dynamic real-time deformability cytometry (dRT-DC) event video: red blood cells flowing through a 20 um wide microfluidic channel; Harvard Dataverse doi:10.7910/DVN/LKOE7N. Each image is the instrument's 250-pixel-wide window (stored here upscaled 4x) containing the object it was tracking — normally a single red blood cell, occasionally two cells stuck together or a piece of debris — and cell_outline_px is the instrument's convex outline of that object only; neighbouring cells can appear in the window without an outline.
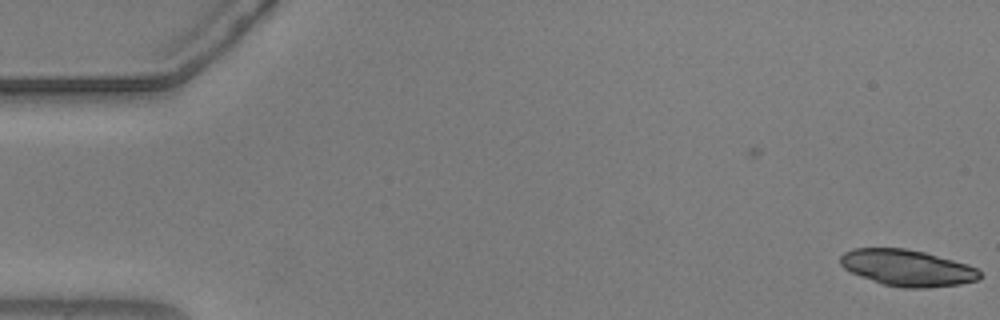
{"species": "common noctule bat (a hibernating species)", "species_latin": "Nyctalus noctula", "temperature_condition": "warm", "stored_images_in_passage": 6, "camera_frame_rate_fps": 3000, "um_per_image_px": 0.085, "animal": {"sex": "male", "body_mass_g": 20.5, "forearm_length_mm": 52.5}, "frame": {"image": 1, "passage_image": 6, "time_ms": 1.667, "image_size_px": [1000, 320], "cell_outline_px": [[980, 276], [976, 280], [960, 284], [924, 288], [904, 288], [884, 284], [860, 276], [844, 268], [840, 264], [840, 256], [844, 252], [852, 248], [904, 248], [924, 252], [968, 264], [976, 268], [980, 272]], "centroid_in_image_um": [77.1, 22.76], "position_along_channel_um": 7.9, "area_um2": 29.36}}